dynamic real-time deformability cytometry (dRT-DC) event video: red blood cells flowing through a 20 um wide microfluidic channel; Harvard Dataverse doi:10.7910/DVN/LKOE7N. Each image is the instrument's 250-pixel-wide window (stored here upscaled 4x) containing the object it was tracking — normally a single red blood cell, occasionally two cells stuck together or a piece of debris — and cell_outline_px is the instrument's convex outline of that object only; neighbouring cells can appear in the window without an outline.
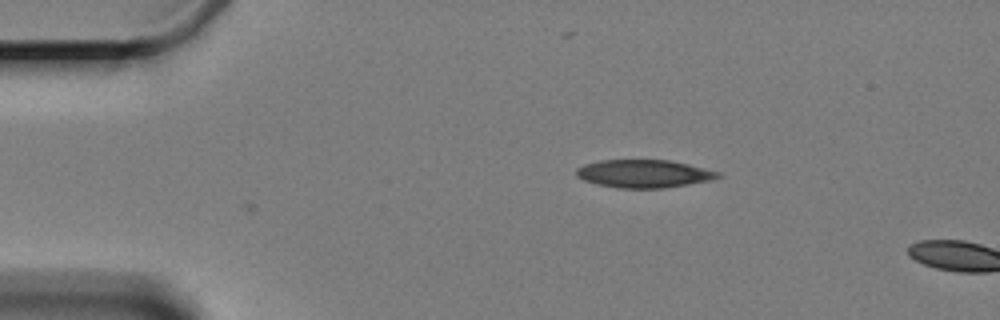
{"species": "Egyptian fruit bat (a non-hibernating species)", "species_latin": "Rousettus aegyptiacus", "temperature_condition": "cold", "stored_images_in_passage": 2, "camera_frame_rate_fps": 3000, "um_per_image_px": 0.085, "animal": {"sex": "female"}, "frame": {"image": 1, "passage_image": 1, "time_ms": 0.0, "image_size_px": [1000, 320], "cell_outline_px": [[724, 176], [712, 180], [664, 188], [616, 188], [596, 184], [584, 180], [576, 176], [576, 168], [584, 164], [600, 160], [668, 160], [688, 164], [720, 172]], "centroid_in_image_um": [54.73, 14.76], "position_along_channel_um": 30.3, "area_um2": 23.18}}